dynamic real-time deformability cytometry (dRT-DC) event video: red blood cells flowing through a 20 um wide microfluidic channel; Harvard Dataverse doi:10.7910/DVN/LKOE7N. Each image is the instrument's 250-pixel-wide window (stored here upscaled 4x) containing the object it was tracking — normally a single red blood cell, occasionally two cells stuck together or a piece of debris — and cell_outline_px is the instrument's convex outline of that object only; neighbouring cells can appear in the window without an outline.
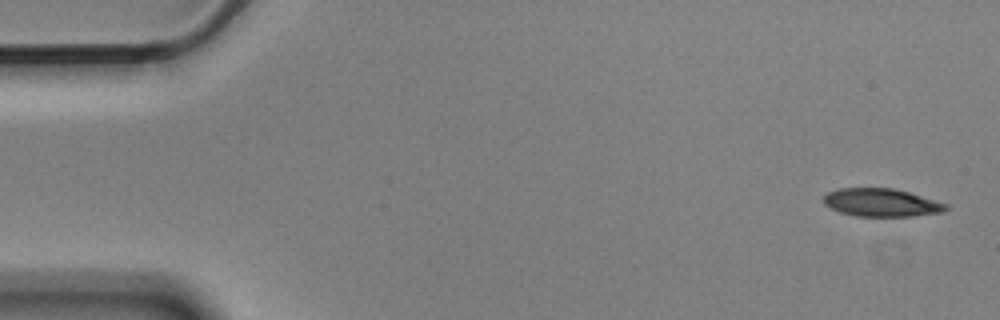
{"species": "Egyptian fruit bat (a non-hibernating species)", "species_latin": "Rousettus aegyptiacus", "temperature_condition": "cold", "stored_images_in_passage": 6, "camera_frame_rate_fps": 3000, "um_per_image_px": 0.085, "animal": {"sex": "male"}, "frame": {"image": 1, "passage_image": 1, "time_ms": 0.0, "image_size_px": [1000, 320], "cell_outline_px": [[948, 208], [944, 212], [912, 216], [856, 216], [840, 212], [824, 204], [824, 196], [828, 192], [840, 188], [892, 188], [908, 192], [948, 204]], "centroid_in_image_um": [74.93, 17.22], "position_along_channel_um": 10.1, "area_um2": 19.83}}